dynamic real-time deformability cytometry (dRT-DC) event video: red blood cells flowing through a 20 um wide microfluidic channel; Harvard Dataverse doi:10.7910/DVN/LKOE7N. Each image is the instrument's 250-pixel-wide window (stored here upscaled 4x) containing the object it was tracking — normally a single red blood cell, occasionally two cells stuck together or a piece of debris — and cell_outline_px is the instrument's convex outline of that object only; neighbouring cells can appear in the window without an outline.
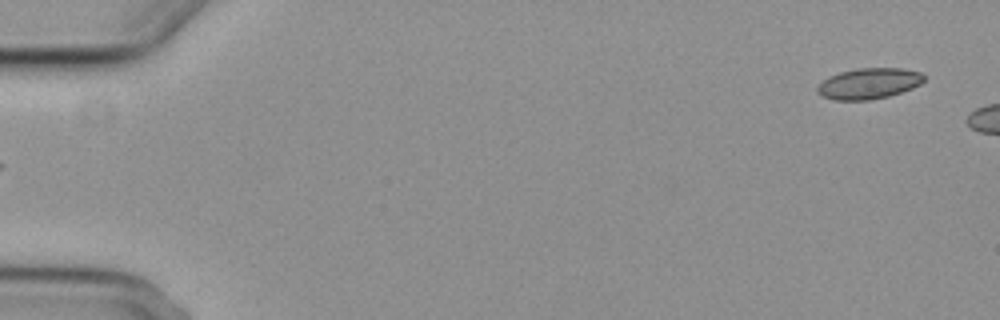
{"species": "common noctule bat (a hibernating species)", "species_latin": "Nyctalus noctula", "temperature_condition": "cold", "stored_images_in_passage": 6, "segment_of_instrument_passage": [2, 2], "camera_frame_rate_fps": 3000, "um_per_image_px": 0.085, "animal": {"sex": "female", "body_mass_g": 29.2, "forearm_length_mm": 56.3}, "frame": {"image": 1, "passage_image": 6, "time_ms": 5.667, "image_size_px": [1000, 320], "cell_outline_px": [[924, 80], [920, 84], [912, 88], [888, 96], [868, 100], [836, 100], [824, 96], [816, 92], [816, 88], [828, 76], [840, 72], [856, 68], [904, 68], [920, 72], [924, 76]], "centroid_in_image_um": [73.85, 7.09], "position_along_channel_um": 11.2, "area_um2": 19.07}}